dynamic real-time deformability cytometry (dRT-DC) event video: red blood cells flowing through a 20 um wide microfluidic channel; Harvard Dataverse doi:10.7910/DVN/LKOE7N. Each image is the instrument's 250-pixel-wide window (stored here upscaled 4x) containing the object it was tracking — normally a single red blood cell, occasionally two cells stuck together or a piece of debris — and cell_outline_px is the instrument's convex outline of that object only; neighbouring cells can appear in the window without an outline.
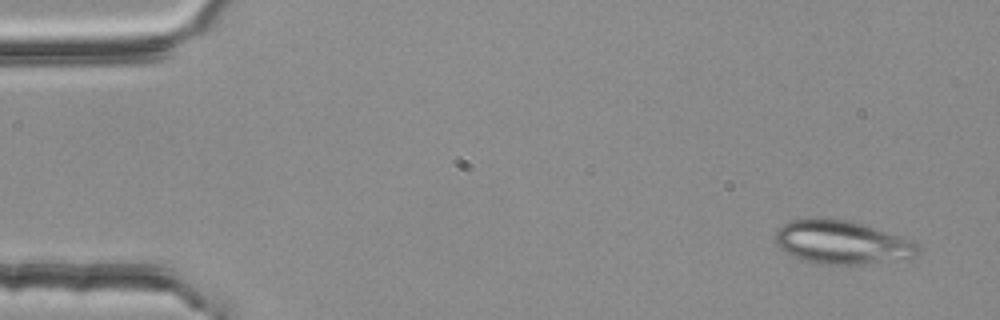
{"species": "common noctule bat (a hibernating species)", "species_latin": "Nyctalus noctula", "temperature_condition": "room temperature", "stored_images_in_passage": 3, "camera_frame_rate_fps": 3000, "um_per_image_px": 0.085, "animal": {"sex": "female", "body_mass_g": 25.1}, "frame": {"image": 1, "passage_image": 1, "time_ms": 0.0, "image_size_px": [1000, 320], "cell_outline_px": [[920, 252], [916, 256], [856, 264], [820, 264], [804, 260], [780, 248], [776, 244], [776, 232], [784, 224], [792, 220], [816, 216], [848, 220], [912, 240], [920, 248]], "centroid_in_image_um": [71.52, 20.57], "position_along_channel_um": 13.5, "area_um2": 35.49}}